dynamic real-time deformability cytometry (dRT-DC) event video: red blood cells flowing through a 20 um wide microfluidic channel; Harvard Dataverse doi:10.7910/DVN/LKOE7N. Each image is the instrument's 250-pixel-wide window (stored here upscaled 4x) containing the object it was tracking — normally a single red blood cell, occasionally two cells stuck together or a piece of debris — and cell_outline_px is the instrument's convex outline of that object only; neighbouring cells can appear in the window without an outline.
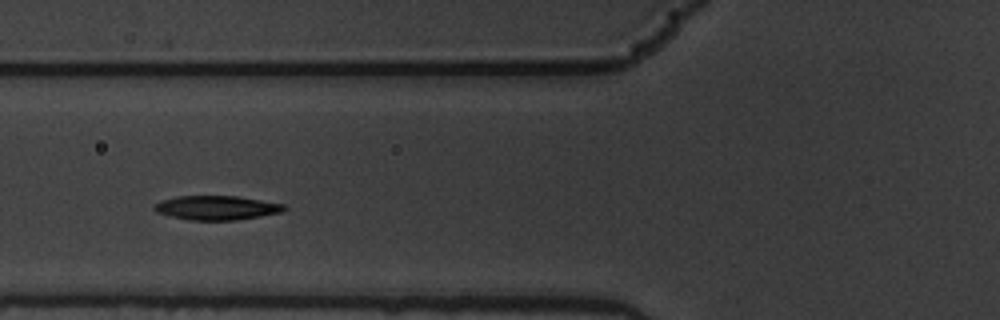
{"species": "common noctule bat (a hibernating species)", "species_latin": "Nyctalus noctula", "temperature_condition": "warm", "stored_images_in_passage": 11, "camera_frame_rate_fps": 3000, "um_per_image_px": 0.085, "animal": {"sex": "male", "body_mass_g": 19.5, "forearm_length_mm": 54.6}, "frame": {"image": 1, "passage_image": 4, "time_ms": 1.0, "image_size_px": [1000, 320], "cell_outline_px": [[288, 208], [280, 212], [260, 216], [236, 220], [188, 220], [156, 212], [152, 208], [160, 200], [176, 196], [236, 196], [284, 204]], "centroid_in_image_um": [18.39, 17.66], "position_along_channel_um": 107.4, "area_um2": 18.21}}
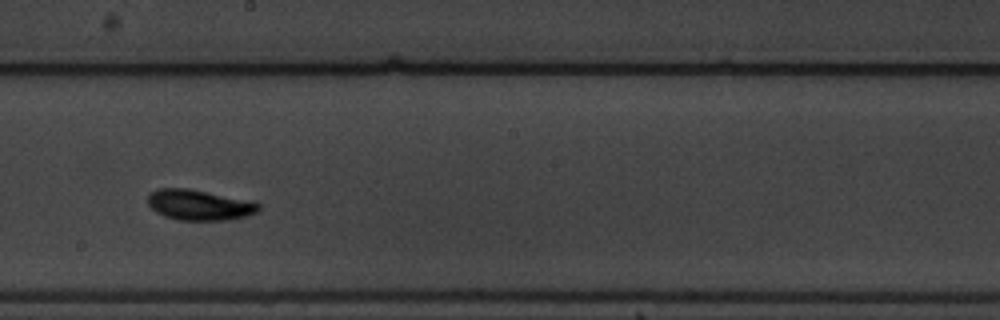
{"frame": {"image": 2, "passage_image": 7, "time_ms": 2.0, "image_size_px": [1000, 320], "cell_outline_px": [[260, 208], [256, 212], [244, 216], [224, 220], [180, 220], [164, 216], [156, 212], [148, 204], [148, 196], [152, 192], [160, 188], [188, 188], [256, 200], [260, 204]], "centroid_in_image_um": [16.99, 17.4], "position_along_channel_um": 231.2, "area_um2": 19.88}}
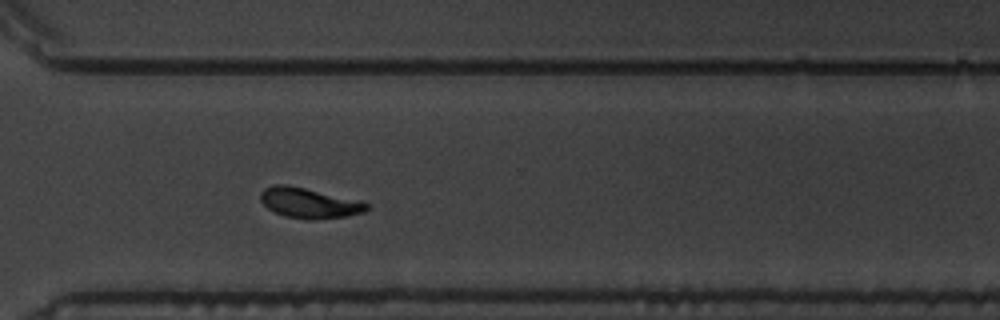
{"frame": {"image": 3, "passage_image": 10, "time_ms": 3.0, "image_size_px": [1000, 320], "cell_outline_px": [[368, 208], [364, 212], [348, 216], [316, 220], [308, 220], [284, 216], [268, 208], [260, 200], [260, 192], [264, 188], [272, 184], [288, 184], [368, 204]], "centroid_in_image_um": [26.19, 17.27], "position_along_channel_um": 344.4, "area_um2": 18.38}}